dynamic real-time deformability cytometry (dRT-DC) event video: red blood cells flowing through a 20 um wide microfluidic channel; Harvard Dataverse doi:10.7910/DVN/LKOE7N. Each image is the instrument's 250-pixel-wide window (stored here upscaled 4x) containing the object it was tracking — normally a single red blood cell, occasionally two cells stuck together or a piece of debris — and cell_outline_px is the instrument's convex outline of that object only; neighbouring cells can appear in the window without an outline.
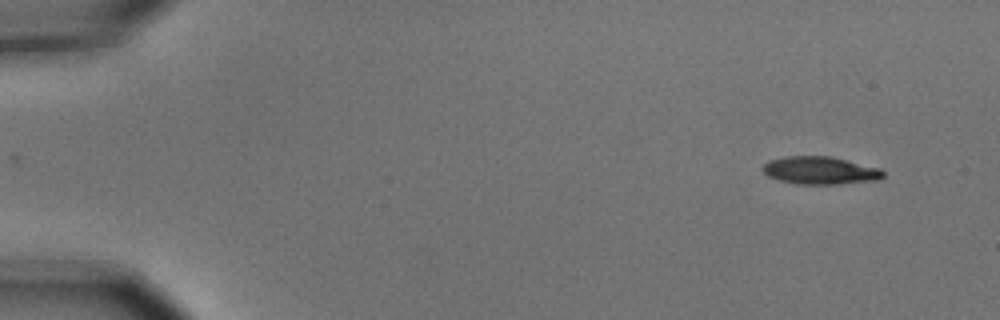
{"species": "common noctule bat (a hibernating species)", "species_latin": "Nyctalus noctula", "temperature_condition": "cold", "stored_images_in_passage": 14, "camera_frame_rate_fps": 3000, "um_per_image_px": 0.085, "animal": {"sex": "male", "body_mass_g": 15.6}, "frame": {"image": 1, "passage_image": 1, "time_ms": 0.0, "image_size_px": [1000, 320], "cell_outline_px": [[884, 176], [880, 180], [840, 184], [800, 184], [780, 180], [768, 176], [760, 168], [768, 160], [784, 156], [828, 156], [880, 168], [884, 172]], "centroid_in_image_um": [69.71, 14.49], "position_along_channel_um": 15.3, "area_um2": 19.48}}
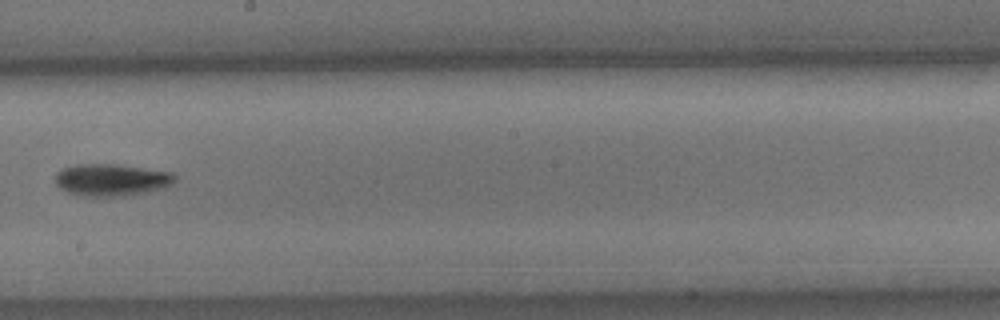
{"frame": {"image": 2, "passage_image": 8, "time_ms": 2.333, "image_size_px": [1000, 320], "cell_outline_px": [[176, 180], [172, 184], [164, 188], [148, 192], [128, 196], [80, 196], [68, 192], [60, 188], [56, 184], [56, 172], [64, 168], [76, 164], [116, 164], [172, 172], [176, 176]], "centroid_in_image_um": [9.5, 15.29], "position_along_channel_um": 238.7, "area_um2": 22.54}}
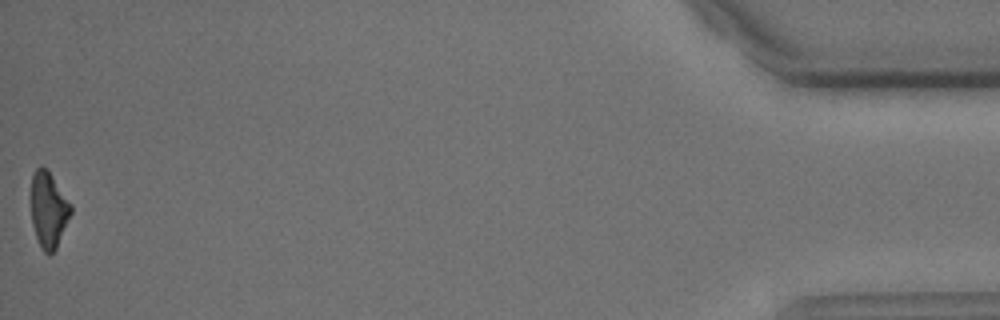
{"frame": {"image": 3, "passage_image": 14, "time_ms": 4.333, "image_size_px": [1000, 320], "cell_outline_px": [[72, 212], [56, 248], [48, 256], [40, 248], [32, 224], [32, 176], [36, 168], [40, 164], [48, 168], [72, 204]], "centroid_in_image_um": [4.14, 17.79], "position_along_channel_um": 431.1, "area_um2": 17.74}}